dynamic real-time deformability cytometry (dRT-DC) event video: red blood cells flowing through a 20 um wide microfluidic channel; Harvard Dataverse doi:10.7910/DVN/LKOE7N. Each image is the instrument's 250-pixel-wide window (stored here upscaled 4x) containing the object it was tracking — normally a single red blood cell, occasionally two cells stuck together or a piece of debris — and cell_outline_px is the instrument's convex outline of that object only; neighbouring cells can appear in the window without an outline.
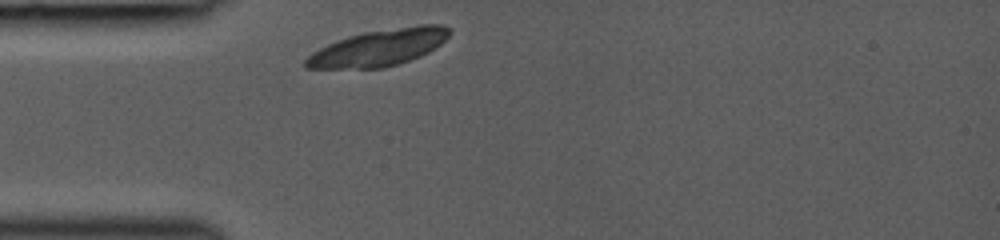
{"species": "common noctule bat (a hibernating species)", "species_latin": "Nyctalus noctula", "temperature_condition": "room temperature", "stored_images_in_passage": 27, "camera_frame_rate_fps": 3000, "um_per_image_px": 0.085, "animal": {"sex": "female", "body_mass_g": 19.0, "forearm_length_mm": 53.3}, "frame": {"image": 1, "passage_image": 1, "time_ms": 0.0, "image_size_px": [1000, 240], "cell_outline_px": [[452, 32], [440, 44], [428, 52], [420, 56], [384, 68], [304, 68], [304, 60], [312, 52], [328, 44], [348, 36], [364, 32], [420, 24], [440, 24], [452, 28]], "centroid_in_image_um": [32.22, 4.04], "position_along_channel_um": 52.8, "area_um2": 30.46}}
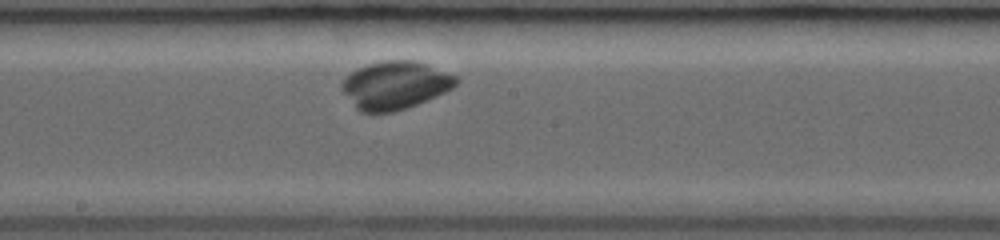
{"frame": {"image": 2, "passage_image": 13, "time_ms": 4.0, "image_size_px": [1000, 240], "cell_outline_px": [[460, 80], [452, 88], [436, 96], [416, 104], [392, 112], [360, 112], [356, 108], [340, 88], [340, 84], [352, 72], [360, 68], [372, 64], [388, 60], [412, 60], [424, 64], [456, 76]], "centroid_in_image_um": [33.57, 7.25], "position_along_channel_um": 214.6, "area_um2": 31.15}}
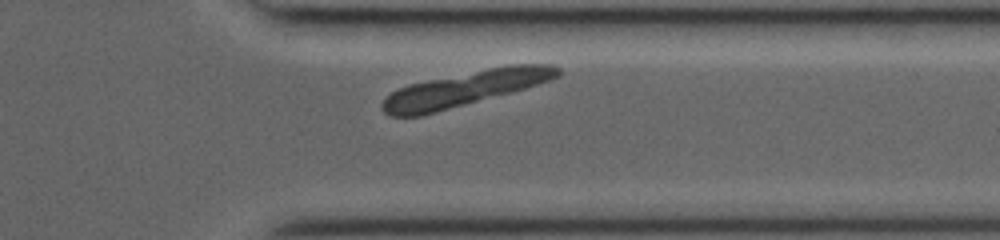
{"frame": {"image": 3, "passage_image": 24, "time_ms": 7.667, "image_size_px": [1000, 240], "cell_outline_px": [[560, 76], [524, 88], [436, 112], [420, 116], [392, 116], [384, 112], [380, 108], [380, 104], [392, 92], [408, 84], [508, 64], [552, 64], [560, 68]], "centroid_in_image_um": [39.5, 7.53], "position_along_channel_um": 371.9, "area_um2": 35.03}}